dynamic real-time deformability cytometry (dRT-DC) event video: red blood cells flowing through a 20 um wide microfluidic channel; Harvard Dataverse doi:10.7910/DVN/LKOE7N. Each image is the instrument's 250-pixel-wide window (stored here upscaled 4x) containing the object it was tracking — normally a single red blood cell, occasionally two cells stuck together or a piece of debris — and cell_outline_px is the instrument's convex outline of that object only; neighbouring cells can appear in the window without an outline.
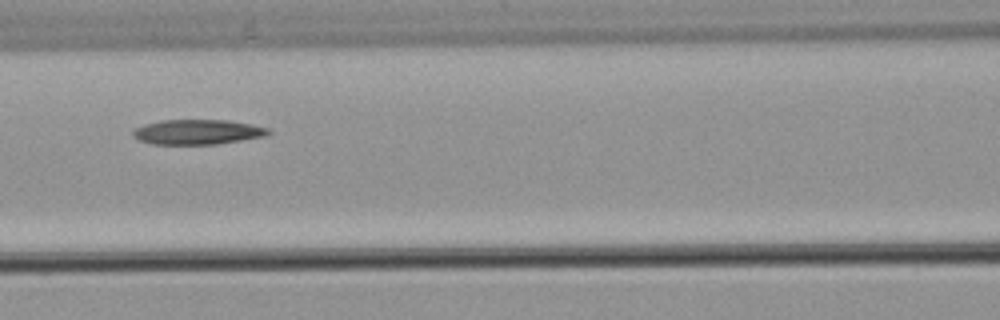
{"species": "common noctule bat (a hibernating species)", "species_latin": "Nyctalus noctula", "temperature_condition": "warm", "stored_images_in_passage": 3, "camera_frame_rate_fps": 3000, "um_per_image_px": 0.085, "animal": {"sex": "male", "body_mass_g": 21.5, "forearm_length_mm": 52.0}, "frame": {"image": 1, "passage_image": 3, "time_ms": 2.333, "image_size_px": [1000, 320], "cell_outline_px": [[272, 132], [268, 136], [216, 144], [152, 144], [140, 140], [132, 136], [132, 132], [136, 128], [144, 124], [160, 120], [228, 120], [252, 124], [268, 128]], "centroid_in_image_um": [16.82, 11.21], "position_along_channel_um": 149.8, "area_um2": 19.77}}